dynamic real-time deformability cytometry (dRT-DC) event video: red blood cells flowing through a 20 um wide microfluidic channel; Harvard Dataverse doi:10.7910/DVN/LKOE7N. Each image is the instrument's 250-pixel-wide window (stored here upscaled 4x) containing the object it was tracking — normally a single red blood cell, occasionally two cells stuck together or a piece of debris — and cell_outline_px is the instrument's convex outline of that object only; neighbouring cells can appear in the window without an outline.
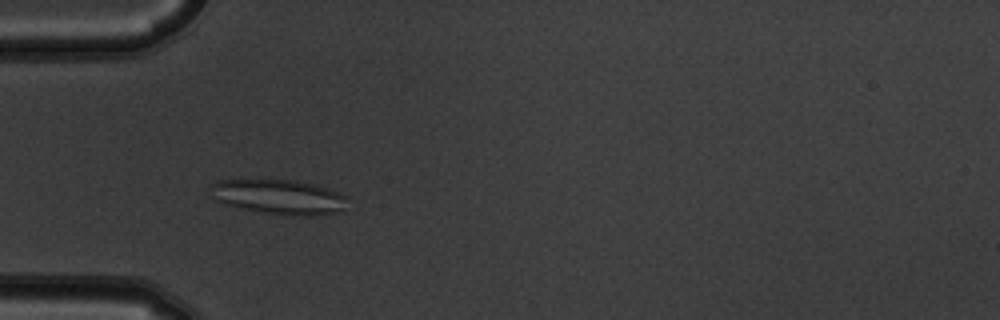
{"species": "common noctule bat (a hibernating species)", "species_latin": "Nyctalus noctula", "temperature_condition": "warm", "stored_images_in_passage": 8, "camera_frame_rate_fps": 3000, "um_per_image_px": 0.085, "animal": {"sex": "male", "body_mass_g": 19.5, "forearm_length_mm": 54.6}, "frame": {"image": 1, "passage_image": 4, "time_ms": 1.0, "image_size_px": [1000, 320], "cell_outline_px": [[344, 212], [312, 216], [264, 212], [224, 204], [208, 196], [208, 184], [220, 180], [296, 180], [328, 188], [344, 196]], "centroid_in_image_um": [23.62, 16.72], "position_along_channel_um": 61.4, "area_um2": 27.57}}
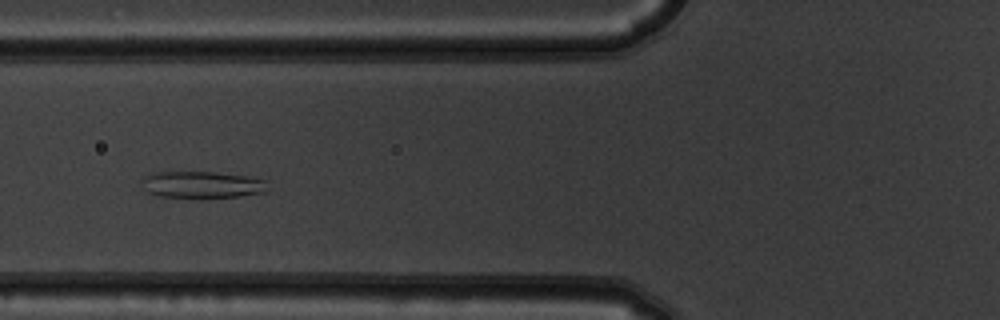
{"frame": {"image": 2, "passage_image": 5, "time_ms": 1.333, "image_size_px": [1000, 320], "cell_outline_px": [[264, 192], [240, 196], [160, 196], [148, 192], [140, 180], [144, 176], [152, 172], [216, 172], [244, 176], [264, 180]], "centroid_in_image_um": [17.09, 15.67], "position_along_channel_um": 108.7, "area_um2": 18.84}}